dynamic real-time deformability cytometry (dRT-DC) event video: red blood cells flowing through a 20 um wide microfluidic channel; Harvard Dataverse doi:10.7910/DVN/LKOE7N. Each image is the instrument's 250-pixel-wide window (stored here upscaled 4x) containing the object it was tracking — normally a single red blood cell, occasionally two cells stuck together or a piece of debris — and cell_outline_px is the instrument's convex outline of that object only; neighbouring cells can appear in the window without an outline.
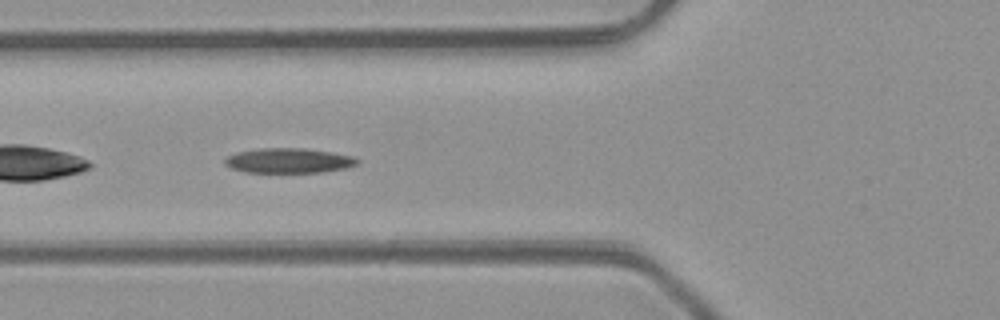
{"species": "common noctule bat (a hibernating species)", "species_latin": "Nyctalus noctula", "temperature_condition": "room temperature", "stored_images_in_passage": 2, "camera_frame_rate_fps": 3000, "um_per_image_px": 0.085, "animal": {"sex": "male", "body_mass_g": 23.1, "forearm_length_mm": 52.7}, "frame": {"image": 1, "passage_image": 2, "time_ms": 1.0, "image_size_px": [1000, 320], "cell_outline_px": [[360, 160], [356, 164], [348, 168], [324, 172], [244, 172], [232, 168], [224, 164], [224, 160], [228, 156], [236, 152], [260, 148], [304, 148], [332, 152], [352, 156]], "centroid_in_image_um": [24.55, 13.65], "position_along_channel_um": 101.3, "area_um2": 19.25}}